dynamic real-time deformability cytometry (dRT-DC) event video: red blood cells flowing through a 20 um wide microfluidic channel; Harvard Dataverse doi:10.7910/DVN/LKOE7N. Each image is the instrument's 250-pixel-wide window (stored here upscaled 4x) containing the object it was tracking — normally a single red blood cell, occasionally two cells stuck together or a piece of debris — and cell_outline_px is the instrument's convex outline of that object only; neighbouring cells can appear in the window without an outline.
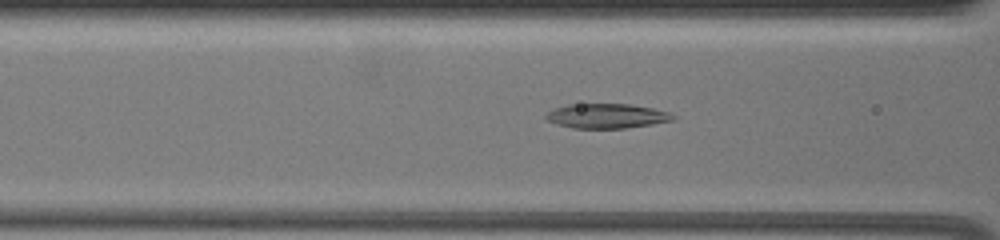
{"species": "common noctule bat (a hibernating species)", "species_latin": "Nyctalus noctula", "temperature_condition": "warm", "stored_images_in_passage": 63, "camera_frame_rate_fps": 3000, "um_per_image_px": 0.085, "animal": {"sex": "female", "body_mass_g": 19.5, "forearm_length_mm": 54.1}, "frame": {"image": 1, "passage_image": 30, "time_ms": 9.667, "image_size_px": [1000, 240], "cell_outline_px": [[676, 120], [652, 124], [624, 128], [572, 128], [556, 124], [544, 120], [544, 116], [548, 112], [556, 108], [568, 104], [628, 104], [652, 108], [668, 112], [676, 116]], "centroid_in_image_um": [51.55, 9.86], "position_along_channel_um": 115.0, "area_um2": 18.26}}
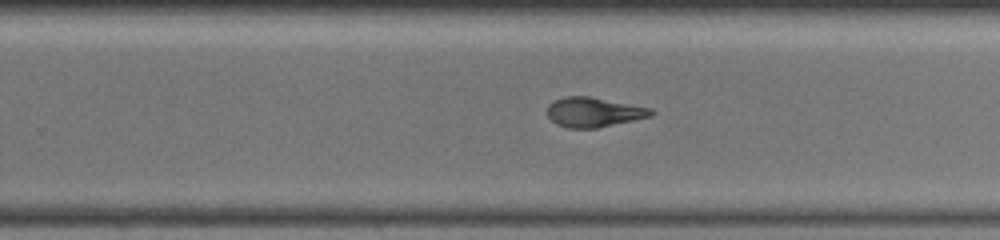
{"frame": {"image": 2, "passage_image": 44, "time_ms": 14.333, "image_size_px": [1000, 240], "cell_outline_px": [[656, 112], [652, 116], [596, 128], [568, 128], [556, 124], [548, 116], [548, 104], [552, 100], [568, 96], [588, 96], [652, 108]], "centroid_in_image_um": [50.47, 9.53], "position_along_channel_um": 279.3, "area_um2": 17.92}}
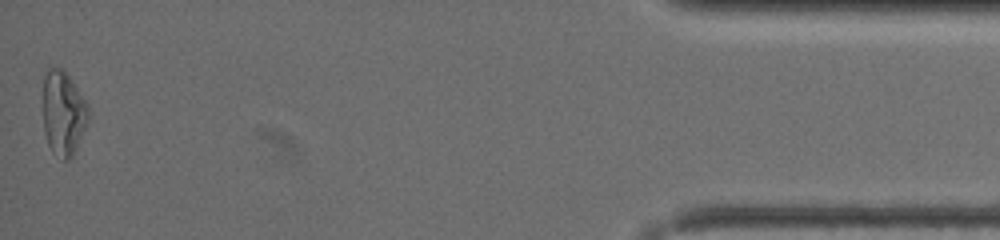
{"frame": {"image": 3, "passage_image": 63, "time_ms": 20.667, "image_size_px": [1000, 240], "cell_outline_px": [[88, 120], [76, 148], [72, 156], [68, 160], [64, 160], [52, 152], [48, 144], [44, 132], [44, 76], [48, 68], [64, 68], [88, 104]], "centroid_in_image_um": [5.38, 9.6], "position_along_channel_um": 429.8, "area_um2": 22.14}, "authors_computed_cell_mechanics": {"area_um2": 20.7502, "velocity_mm_per_s": 3.5274, "shape_relaxation_time_tau1_ms": null, "shape_relaxation_time_tau2_ms": 1.8652, "deformation_change_tau1": null, "deformation_change_tau2": 0.0987}}